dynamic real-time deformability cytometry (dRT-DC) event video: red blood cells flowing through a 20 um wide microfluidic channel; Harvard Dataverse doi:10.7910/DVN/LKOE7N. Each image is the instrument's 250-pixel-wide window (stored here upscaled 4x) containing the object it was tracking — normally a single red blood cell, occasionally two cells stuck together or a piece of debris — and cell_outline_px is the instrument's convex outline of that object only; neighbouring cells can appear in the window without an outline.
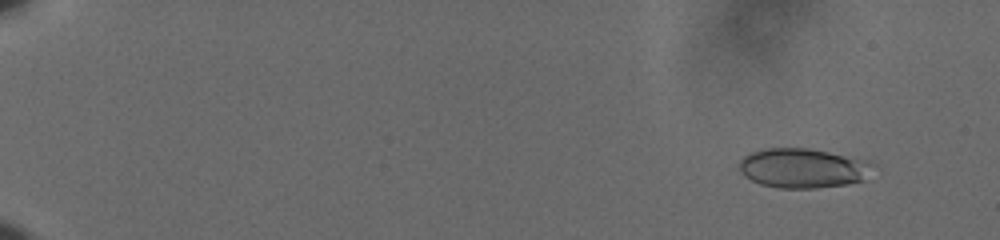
{"species": "human", "species_latin": "Homo sapiens", "temperature_condition": "cold", "stored_images_in_passage": 56, "camera_frame_rate_fps": 3000, "um_per_image_px": 0.085, "donor": {"sex": "male"}, "frame": {"image": 1, "passage_image": 2, "time_ms": 0.333, "image_size_px": [1000, 240], "cell_outline_px": [[880, 164], [864, 180], [848, 184], [816, 188], [776, 188], [760, 184], [744, 176], [740, 172], [740, 160], [748, 152], [760, 148], [808, 148], [872, 160]], "centroid_in_image_um": [68.33, 14.28], "position_along_channel_um": 16.7, "area_um2": 31.67}}
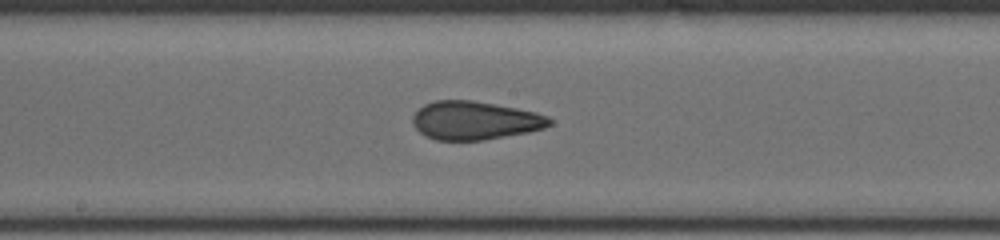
{"frame": {"image": 2, "passage_image": 32, "time_ms": 10.333, "image_size_px": [1000, 240], "cell_outline_px": [[552, 124], [544, 128], [528, 132], [484, 140], [436, 140], [424, 136], [412, 124], [412, 116], [424, 104], [436, 100], [472, 100], [516, 108], [536, 112], [548, 116], [552, 120]], "centroid_in_image_um": [40.35, 10.24], "position_along_channel_um": 207.8, "area_um2": 30.69}}
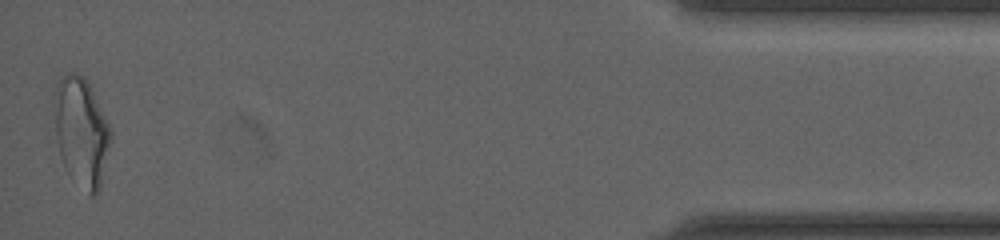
{"frame": {"image": 3, "passage_image": 56, "time_ms": 18.333, "image_size_px": [1000, 240], "cell_outline_px": [[112, 140], [100, 188], [92, 196], [88, 196], [64, 168], [60, 156], [56, 136], [52, 100], [52, 96], [56, 84], [60, 76], [68, 72], [76, 72], [84, 76], [112, 132]], "centroid_in_image_um": [6.88, 11.2], "position_along_channel_um": 428.3, "area_um2": 36.18}, "authors_computed_cell_mechanics": {"area_um2": 30.6051, "velocity_mm_per_s": 3.6191, "shape_relaxation_time_tau1_ms": null, "shape_relaxation_time_tau2_ms": 1.5706, "deformation_change_tau1": null, "deformation_change_tau2": 0.0851}}